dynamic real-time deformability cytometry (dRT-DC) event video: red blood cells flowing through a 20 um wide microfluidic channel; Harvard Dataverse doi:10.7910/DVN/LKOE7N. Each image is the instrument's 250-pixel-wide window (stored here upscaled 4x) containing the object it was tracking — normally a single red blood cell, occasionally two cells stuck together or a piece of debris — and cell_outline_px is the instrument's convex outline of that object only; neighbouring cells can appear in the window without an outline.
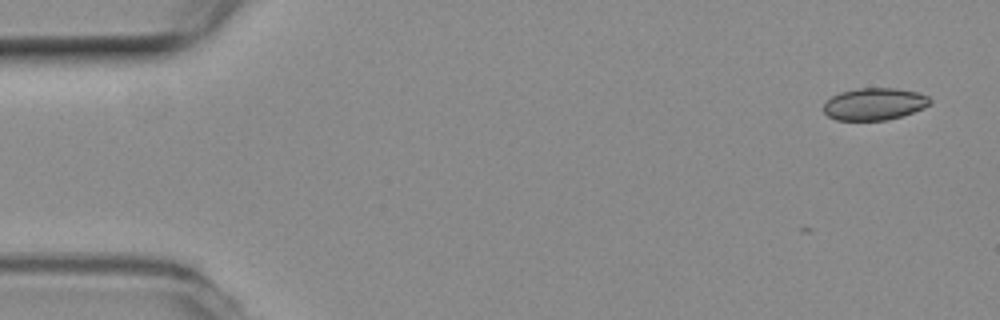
{"species": "common noctule bat (a hibernating species)", "species_latin": "Nyctalus noctula", "temperature_condition": "room temperature", "stored_images_in_passage": 11, "camera_frame_rate_fps": 3000, "um_per_image_px": 0.085, "animal": {"sex": "female", "body_mass_g": 19.3, "forearm_length_mm": 54.1}, "frame": {"image": 1, "passage_image": 1, "time_ms": 0.0, "image_size_px": [1000, 320], "cell_outline_px": [[932, 100], [924, 108], [888, 120], [836, 120], [828, 116], [824, 112], [824, 104], [832, 96], [840, 92], [856, 88], [896, 88], [916, 92], [928, 96]], "centroid_in_image_um": [74.31, 8.84], "position_along_channel_um": 10.7, "area_um2": 19.83}}